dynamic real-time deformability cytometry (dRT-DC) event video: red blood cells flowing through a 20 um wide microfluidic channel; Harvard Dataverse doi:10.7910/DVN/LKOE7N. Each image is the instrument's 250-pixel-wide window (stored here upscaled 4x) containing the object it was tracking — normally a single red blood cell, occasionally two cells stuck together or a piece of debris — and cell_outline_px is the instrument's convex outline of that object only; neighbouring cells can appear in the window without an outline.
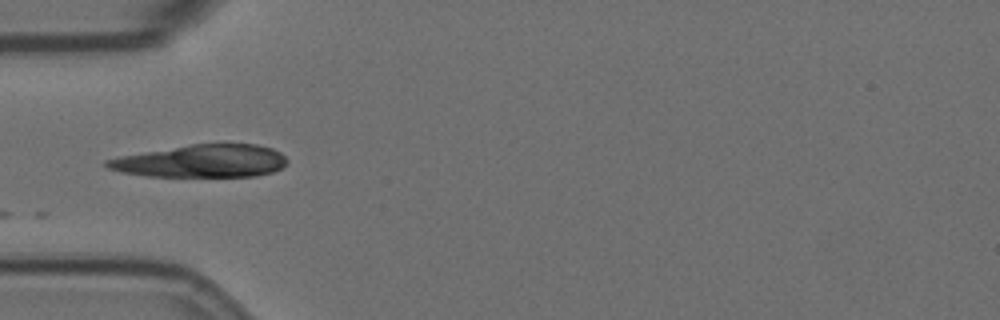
{"species": "Egyptian fruit bat (a non-hibernating species)", "species_latin": "Rousettus aegyptiacus", "temperature_condition": "room temperature", "stored_images_in_passage": 6, "camera_frame_rate_fps": 3000, "um_per_image_px": 0.085, "animal": {"sex": "female"}, "frame": {"image": 1, "passage_image": 4, "time_ms": 3.333, "image_size_px": [1000, 320], "cell_outline_px": [[288, 164], [272, 172], [256, 176], [148, 176], [120, 172], [108, 168], [104, 164], [104, 160], [120, 156], [192, 144], [256, 144], [272, 148], [280, 152], [288, 160]], "centroid_in_image_um": [17.14, 13.69], "position_along_channel_um": 67.9, "area_um2": 34.16}}